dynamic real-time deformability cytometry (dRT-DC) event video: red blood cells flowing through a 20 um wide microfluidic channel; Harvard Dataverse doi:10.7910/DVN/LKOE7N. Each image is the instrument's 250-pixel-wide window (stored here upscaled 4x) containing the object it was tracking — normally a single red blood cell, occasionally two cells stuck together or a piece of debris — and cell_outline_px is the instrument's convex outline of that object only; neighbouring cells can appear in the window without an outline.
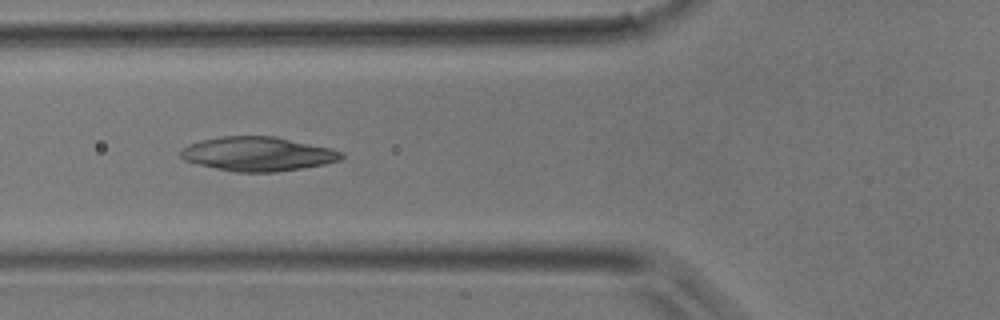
{"species": "common noctule bat (a hibernating species)", "species_latin": "Nyctalus noctula", "temperature_condition": "room temperature", "stored_images_in_passage": 44, "camera_frame_rate_fps": 3000, "um_per_image_px": 0.085, "animal": {"sex": "male", "body_mass_g": 17.9}, "frame": {"image": 1, "passage_image": 16, "time_ms": 5.0, "image_size_px": [1000, 320], "cell_outline_px": [[344, 156], [340, 160], [324, 164], [276, 172], [236, 172], [196, 164], [184, 160], [180, 156], [180, 152], [188, 144], [220, 136], [276, 136], [332, 148], [344, 152]], "centroid_in_image_um": [21.94, 13.08], "position_along_channel_um": 103.9, "area_um2": 32.02}}
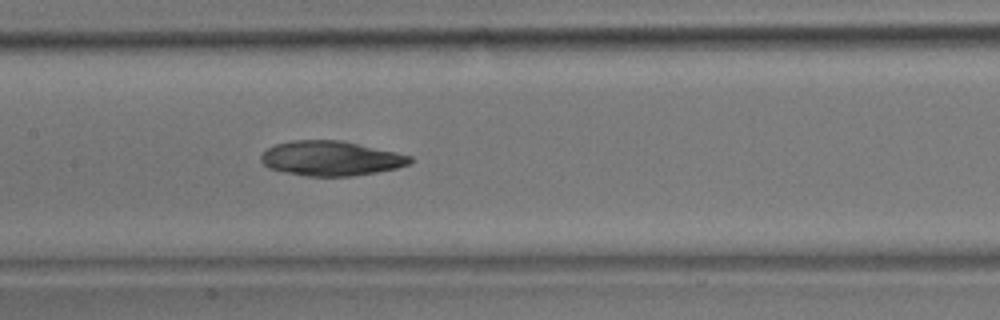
{"frame": {"image": 2, "passage_image": 21, "time_ms": 6.667, "image_size_px": [1000, 320], "cell_outline_px": [[412, 160], [408, 164], [396, 168], [376, 172], [352, 176], [304, 176], [284, 172], [268, 168], [260, 160], [260, 156], [268, 148], [276, 144], [292, 140], [340, 140], [396, 152], [412, 156]], "centroid_in_image_um": [28.1, 13.46], "position_along_channel_um": 179.3, "area_um2": 30.06}}
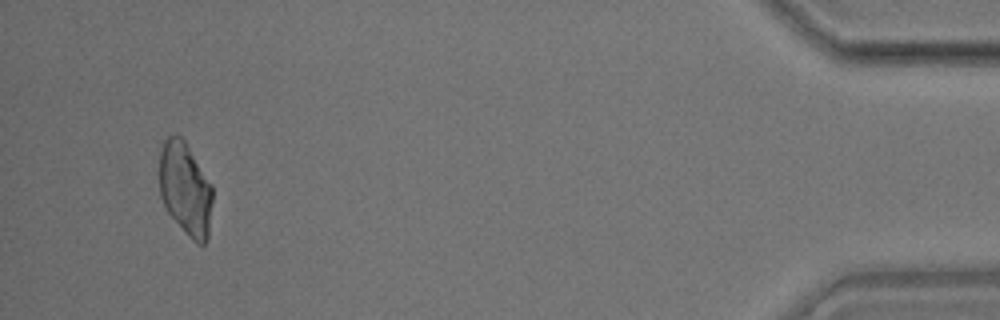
{"frame": {"image": 3, "passage_image": 42, "time_ms": 13.667, "image_size_px": [1000, 320], "cell_outline_px": [[212, 200], [208, 240], [204, 244], [196, 244], [188, 236], [168, 212], [160, 196], [160, 144], [168, 136], [180, 136], [184, 140], [212, 184]], "centroid_in_image_um": [15.76, 16.06], "position_along_channel_um": 419.4, "area_um2": 28.84}}